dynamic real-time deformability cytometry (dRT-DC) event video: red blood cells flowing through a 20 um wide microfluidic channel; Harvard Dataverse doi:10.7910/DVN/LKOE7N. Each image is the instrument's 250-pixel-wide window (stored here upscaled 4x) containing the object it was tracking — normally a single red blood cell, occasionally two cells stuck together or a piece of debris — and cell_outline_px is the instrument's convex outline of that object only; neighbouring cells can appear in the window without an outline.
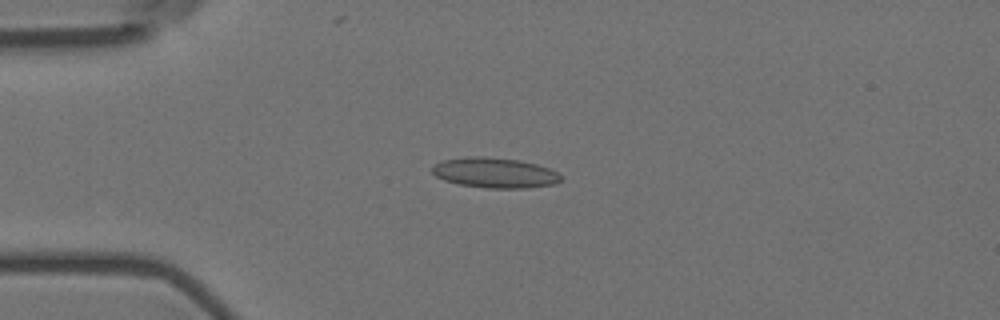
{"species": "Egyptian fruit bat (a non-hibernating species)", "species_latin": "Rousettus aegyptiacus", "temperature_condition": "room temperature", "stored_images_in_passage": 15, "camera_frame_rate_fps": 3000, "um_per_image_px": 0.085, "animal": {"sex": "female"}, "frame": {"image": 1, "passage_image": 4, "time_ms": 1.0, "image_size_px": [1000, 320], "cell_outline_px": [[560, 180], [552, 184], [528, 188], [488, 188], [460, 184], [444, 180], [436, 176], [432, 172], [432, 168], [436, 164], [444, 160], [476, 156], [480, 156], [520, 160], [536, 164], [548, 168], [556, 172], [560, 176]], "centroid_in_image_um": [42.05, 14.69], "position_along_channel_um": 42.9, "area_um2": 22.25}}
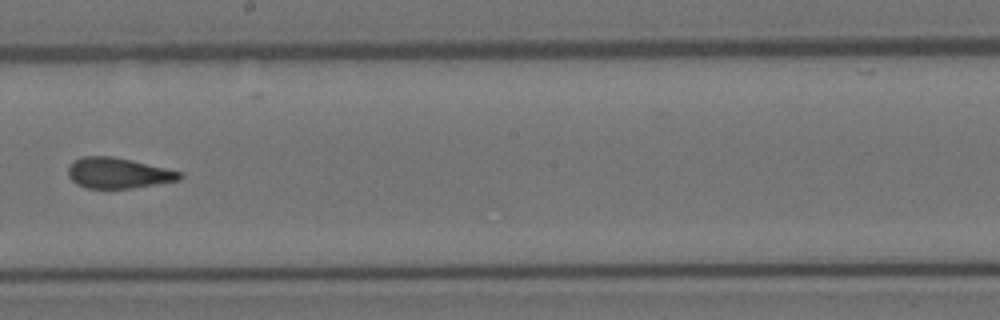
{"frame": {"image": 2, "passage_image": 9, "time_ms": 2.667, "image_size_px": [1000, 320], "cell_outline_px": [[184, 176], [180, 180], [132, 188], [84, 188], [76, 184], [68, 176], [68, 168], [72, 160], [84, 156], [112, 156], [132, 160], [184, 172]], "centroid_in_image_um": [10.05, 14.7], "position_along_channel_um": 238.1, "area_um2": 20.11}}
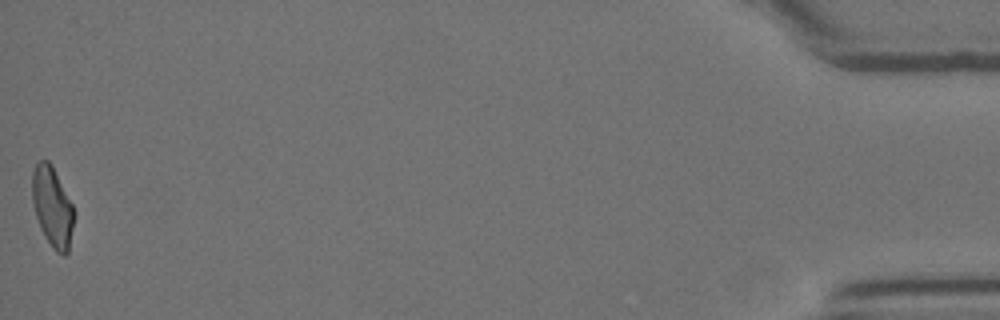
{"frame": {"image": 3, "passage_image": 15, "time_ms": 4.667, "image_size_px": [1000, 320], "cell_outline_px": [[76, 212], [68, 252], [64, 256], [56, 252], [52, 248], [44, 236], [40, 228], [36, 216], [32, 200], [32, 172], [36, 164], [40, 160], [48, 160], [52, 164]], "centroid_in_image_um": [4.46, 17.6], "position_along_channel_um": 430.7, "area_um2": 19.71}}